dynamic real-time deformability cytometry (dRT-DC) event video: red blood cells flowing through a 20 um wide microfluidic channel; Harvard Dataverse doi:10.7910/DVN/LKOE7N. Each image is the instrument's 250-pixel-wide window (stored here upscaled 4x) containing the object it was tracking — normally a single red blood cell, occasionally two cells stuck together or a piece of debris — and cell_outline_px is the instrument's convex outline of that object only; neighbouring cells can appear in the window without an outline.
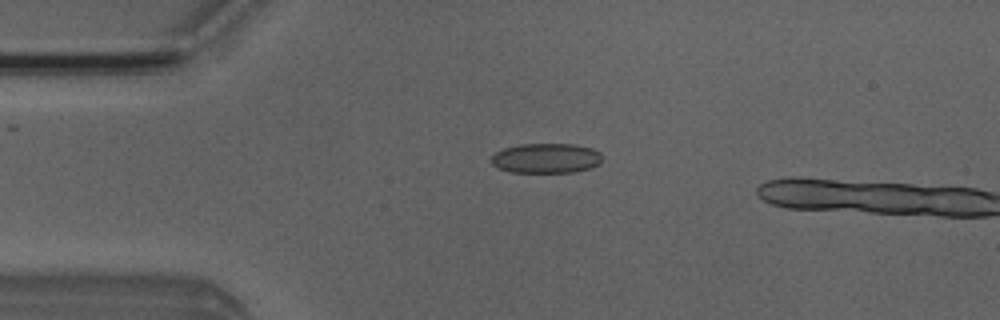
{"species": "Egyptian fruit bat (a non-hibernating species)", "species_latin": "Rousettus aegyptiacus", "temperature_condition": "room temperature", "stored_images_in_passage": 5, "camera_frame_rate_fps": 3000, "um_per_image_px": 0.085, "animal": {"sex": "male"}, "frame": {"image": 1, "passage_image": 4, "time_ms": 3.333, "image_size_px": [1000, 320], "cell_outline_px": [[600, 164], [588, 168], [572, 172], [512, 172], [500, 168], [492, 164], [488, 160], [496, 152], [504, 148], [520, 144], [576, 144], [592, 148], [600, 152]], "centroid_in_image_um": [46.4, 13.44], "position_along_channel_um": 38.6, "area_um2": 19.25}}